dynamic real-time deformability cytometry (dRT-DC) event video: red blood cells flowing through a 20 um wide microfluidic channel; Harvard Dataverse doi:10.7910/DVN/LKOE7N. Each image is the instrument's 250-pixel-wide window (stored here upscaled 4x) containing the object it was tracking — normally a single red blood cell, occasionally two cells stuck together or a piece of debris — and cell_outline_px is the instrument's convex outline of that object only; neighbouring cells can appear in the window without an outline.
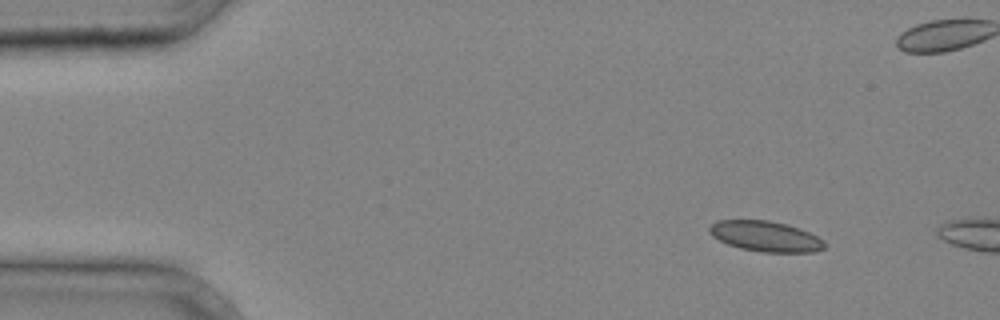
{"species": "common noctule bat (a hibernating species)", "species_latin": "Nyctalus noctula", "temperature_condition": "cold", "stored_images_in_passage": 2, "camera_frame_rate_fps": 3000, "um_per_image_px": 0.085, "animal": {"sex": "male", "body_mass_g": 20.4}, "frame": {"image": 1, "passage_image": 1, "time_ms": 0.0, "image_size_px": [1000, 320], "cell_outline_px": [[824, 248], [816, 252], [760, 252], [740, 248], [728, 244], [712, 236], [708, 232], [708, 228], [716, 220], [768, 220], [788, 224], [800, 228], [824, 240]], "centroid_in_image_um": [65.06, 20.08], "position_along_channel_um": 19.9, "area_um2": 20.52}}